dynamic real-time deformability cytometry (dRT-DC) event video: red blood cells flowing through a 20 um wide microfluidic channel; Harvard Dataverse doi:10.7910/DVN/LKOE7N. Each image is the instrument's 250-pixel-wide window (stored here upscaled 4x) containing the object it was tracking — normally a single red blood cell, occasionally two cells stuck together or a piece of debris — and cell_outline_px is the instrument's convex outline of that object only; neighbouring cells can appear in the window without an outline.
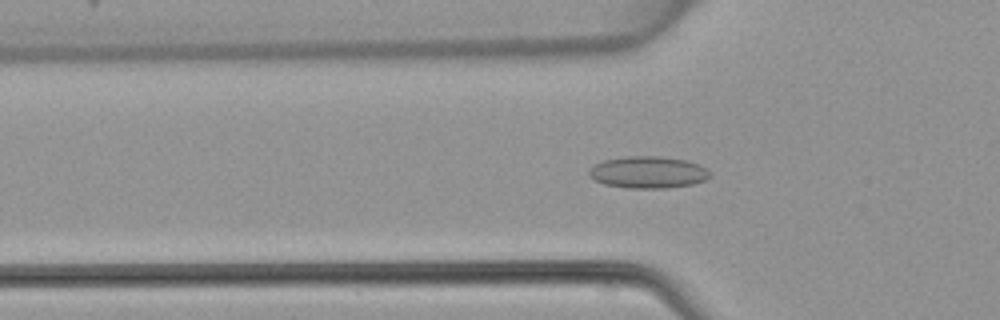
{"species": "common noctule bat (a hibernating species)", "species_latin": "Nyctalus noctula", "temperature_condition": "warm", "stored_images_in_passage": 41, "camera_frame_rate_fps": 3000, "um_per_image_px": 0.085, "animal": {"sex": "female", "body_mass_g": 22.7, "forearm_length_mm": 54.2}, "frame": {"image": 1, "passage_image": 9, "time_ms": 2.667, "image_size_px": [1000, 320], "cell_outline_px": [[712, 176], [704, 180], [692, 184], [664, 188], [632, 188], [604, 184], [588, 176], [588, 172], [596, 164], [604, 160], [624, 156], [660, 156], [688, 160], [700, 164], [708, 168], [712, 172]], "centroid_in_image_um": [55.15, 14.63], "position_along_channel_um": 70.7, "area_um2": 22.6}}
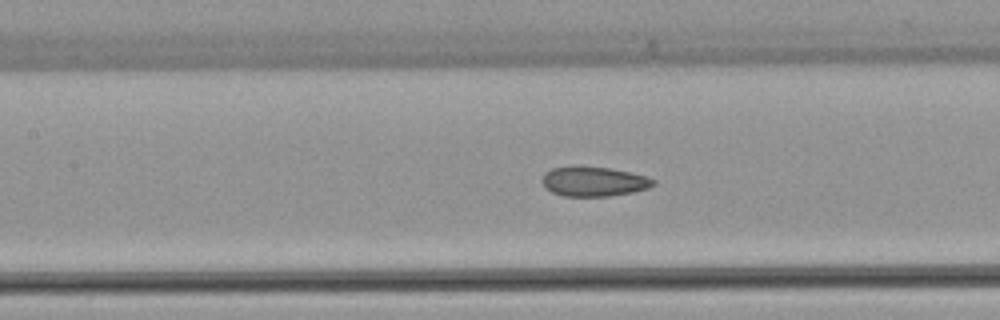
{"frame": {"image": 2, "passage_image": 15, "time_ms": 4.667, "image_size_px": [1000, 320], "cell_outline_px": [[656, 184], [648, 188], [632, 192], [608, 196], [564, 196], [552, 192], [544, 188], [540, 180], [544, 172], [552, 168], [572, 164], [580, 164], [612, 168], [648, 176], [656, 180]], "centroid_in_image_um": [50.42, 15.38], "position_along_channel_um": 157.0, "area_um2": 20.0}}
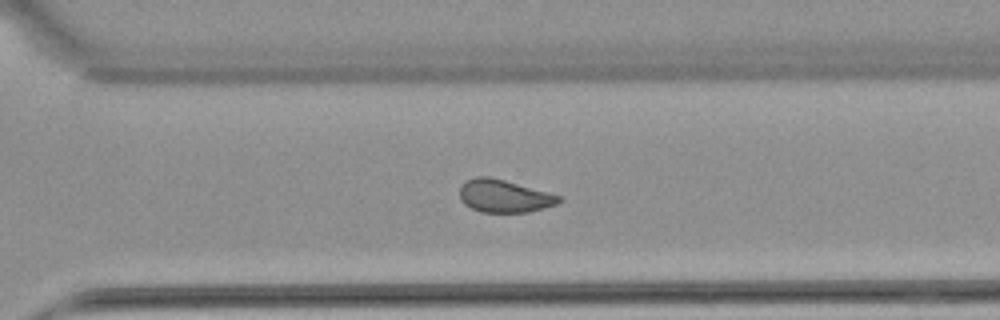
{"frame": {"image": 3, "passage_image": 27, "time_ms": 8.667, "image_size_px": [1000, 320], "cell_outline_px": [[560, 200], [556, 204], [544, 208], [528, 212], [480, 212], [464, 204], [460, 200], [460, 184], [476, 176], [488, 176], [504, 180], [548, 192], [560, 196]], "centroid_in_image_um": [42.81, 16.66], "position_along_channel_um": 327.8, "area_um2": 18.79}}